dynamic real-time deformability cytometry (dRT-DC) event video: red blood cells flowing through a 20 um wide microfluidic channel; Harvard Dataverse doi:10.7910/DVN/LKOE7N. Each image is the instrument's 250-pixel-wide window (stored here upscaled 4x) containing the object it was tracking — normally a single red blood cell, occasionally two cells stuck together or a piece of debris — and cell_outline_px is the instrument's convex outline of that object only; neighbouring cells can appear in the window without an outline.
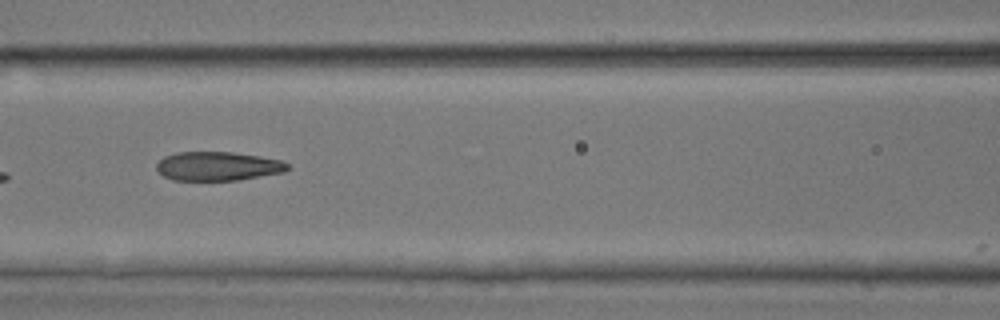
{"species": "common noctule bat (a hibernating species)", "species_latin": "Nyctalus noctula", "temperature_condition": "room temperature", "stored_images_in_passage": 7, "camera_frame_rate_fps": 3000, "um_per_image_px": 0.085, "animal": {"sex": "male", "body_mass_g": 17.9, "forearm_length_mm": 54.2}, "frame": {"image": 1, "passage_image": 6, "time_ms": 1.667, "image_size_px": [1000, 320], "cell_outline_px": [[288, 168], [284, 172], [240, 180], [172, 180], [164, 176], [156, 168], [156, 164], [164, 156], [176, 152], [232, 152], [260, 156], [280, 160], [288, 164]], "centroid_in_image_um": [18.5, 14.12], "position_along_channel_um": 148.1, "area_um2": 22.08}}
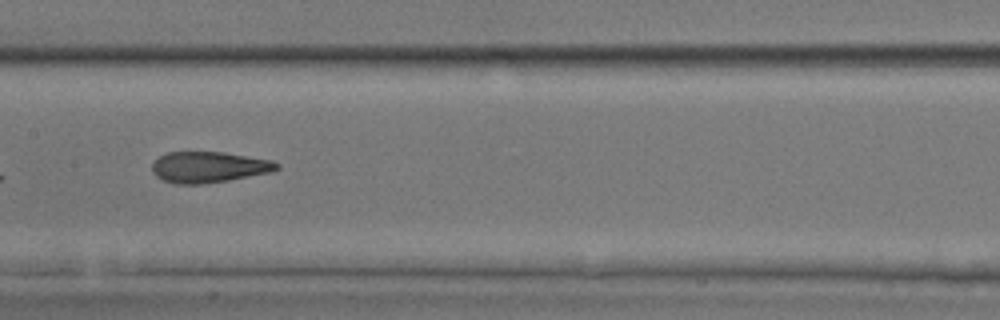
{"frame": {"image": 2, "passage_image": 7, "time_ms": 2.0, "image_size_px": [1000, 320], "cell_outline_px": [[280, 168], [272, 172], [228, 180], [200, 184], [176, 184], [164, 180], [156, 176], [152, 172], [152, 164], [160, 156], [168, 152], [224, 152], [272, 160], [280, 164]], "centroid_in_image_um": [17.77, 14.2], "position_along_channel_um": 189.6, "area_um2": 22.48}}